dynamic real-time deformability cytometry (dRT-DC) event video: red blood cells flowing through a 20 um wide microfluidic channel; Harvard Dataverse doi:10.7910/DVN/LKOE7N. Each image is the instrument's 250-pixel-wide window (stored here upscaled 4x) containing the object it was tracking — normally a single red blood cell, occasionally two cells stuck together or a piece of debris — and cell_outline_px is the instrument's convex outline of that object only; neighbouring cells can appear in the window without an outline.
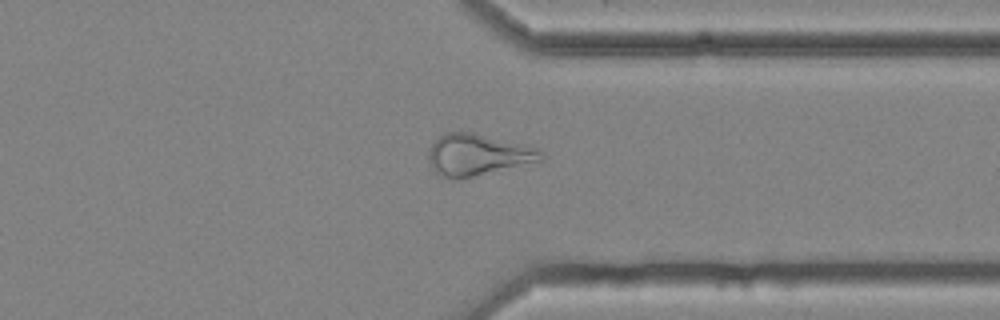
{"species": "common noctule bat (a hibernating species)", "species_latin": "Nyctalus noctula", "temperature_condition": "cold", "stored_images_in_passage": 50, "camera_frame_rate_fps": 3000, "um_per_image_px": 0.085, "animal": {"sex": "female", "body_mass_g": 25.1}, "frame": {"image": 1, "passage_image": 38, "time_ms": 12.333, "image_size_px": [1000, 320], "cell_outline_px": [[544, 160], [472, 176], [440, 176], [432, 168], [428, 160], [428, 152], [432, 144], [440, 136], [448, 132], [472, 132], [536, 148], [544, 156]], "centroid_in_image_um": [40.58, 13.13], "position_along_channel_um": 370.8, "area_um2": 26.24}}
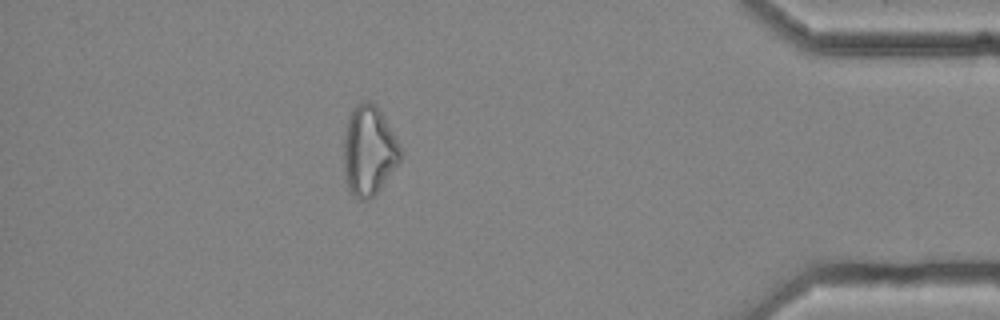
{"frame": {"image": 2, "passage_image": 44, "time_ms": 14.333, "image_size_px": [1000, 320], "cell_outline_px": [[400, 160], [380, 188], [368, 200], [356, 200], [348, 192], [344, 168], [344, 136], [348, 116], [352, 108], [356, 104], [364, 100], [368, 100], [376, 104], [396, 140], [400, 148]], "centroid_in_image_um": [31.3, 12.81], "position_along_channel_um": 403.9, "area_um2": 29.42}, "authors_computed_cell_mechanics": {"area_um2": 28.3509, "velocity_mm_per_s": 3.6066, "shape_relaxation_time_tau1_ms": null, "shape_relaxation_time_tau2_ms": 8.718, "deformation_change_tau1": null, "deformation_change_tau2": 0.226}}